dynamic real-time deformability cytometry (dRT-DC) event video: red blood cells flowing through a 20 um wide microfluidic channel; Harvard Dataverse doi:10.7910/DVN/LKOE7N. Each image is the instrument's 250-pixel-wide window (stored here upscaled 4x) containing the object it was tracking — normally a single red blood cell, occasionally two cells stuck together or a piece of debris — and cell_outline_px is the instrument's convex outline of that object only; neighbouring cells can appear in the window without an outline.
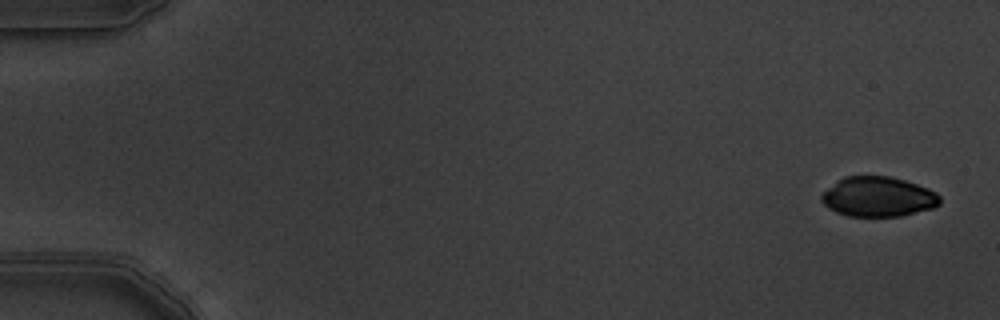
{"species": "common noctule bat (a hibernating species)", "species_latin": "Nyctalus noctula", "temperature_condition": "warm", "stored_images_in_passage": 5, "camera_frame_rate_fps": 3000, "um_per_image_px": 0.085, "animal": {"sex": "male", "body_mass_g": 19.5, "forearm_length_mm": 54.6}, "frame": {"image": 1, "passage_image": 1, "time_ms": 0.0, "image_size_px": [1000, 320], "cell_outline_px": [[940, 204], [932, 208], [900, 216], [848, 216], [836, 212], [828, 208], [820, 200], [820, 196], [828, 188], [844, 176], [888, 176], [904, 180], [928, 188], [936, 192], [940, 196]], "centroid_in_image_um": [74.64, 16.73], "position_along_channel_um": 10.4, "area_um2": 27.4}}